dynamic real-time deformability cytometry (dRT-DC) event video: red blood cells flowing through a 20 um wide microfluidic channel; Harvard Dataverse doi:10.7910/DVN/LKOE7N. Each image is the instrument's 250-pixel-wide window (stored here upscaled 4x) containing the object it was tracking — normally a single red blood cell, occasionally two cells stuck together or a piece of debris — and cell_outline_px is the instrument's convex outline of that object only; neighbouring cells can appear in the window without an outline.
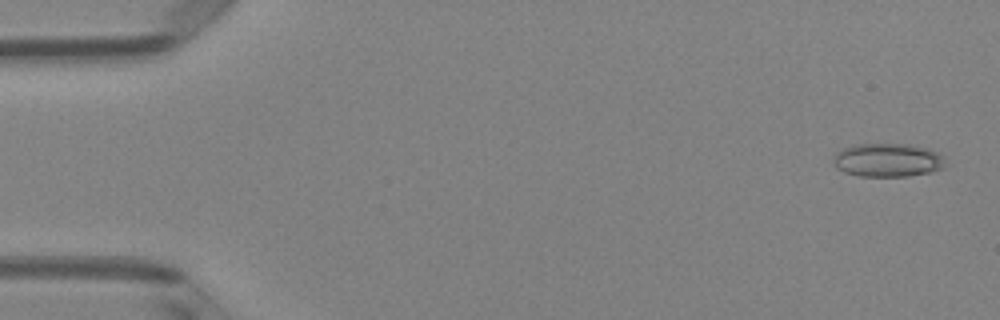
{"species": "Egyptian fruit bat (a non-hibernating species)", "species_latin": "Rousettus aegyptiacus", "temperature_condition": "room temperature", "stored_images_in_passage": 7, "camera_frame_rate_fps": 3000, "um_per_image_px": 0.085, "animal": {"sex": "female"}, "frame": {"image": 1, "passage_image": 1, "time_ms": 0.0, "image_size_px": [1000, 320], "cell_outline_px": [[944, 168], [932, 172], [908, 176], [860, 176], [844, 172], [836, 168], [832, 160], [836, 152], [852, 144], [908, 144], [924, 148], [936, 152], [944, 156]], "centroid_in_image_um": [75.43, 13.61], "position_along_channel_um": 9.6, "area_um2": 21.96}}
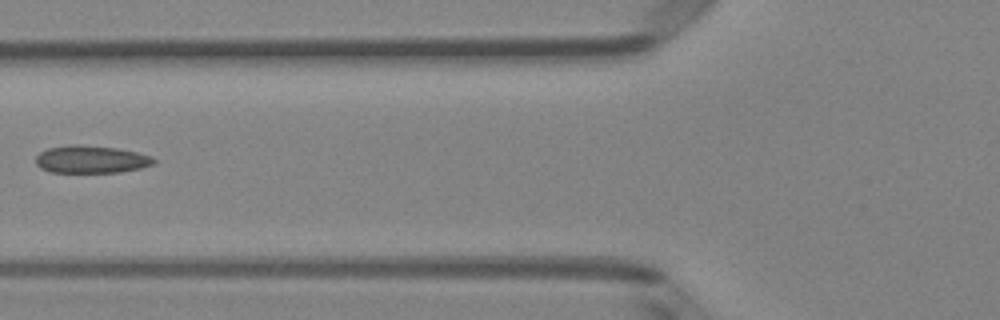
{"frame": {"image": 2, "passage_image": 6, "time_ms": 1.667, "image_size_px": [1000, 320], "cell_outline_px": [[156, 164], [140, 168], [120, 172], [48, 172], [40, 168], [36, 164], [36, 156], [40, 152], [48, 148], [72, 144], [76, 144], [116, 148], [136, 152], [152, 156], [156, 160]], "centroid_in_image_um": [7.75, 13.55], "position_along_channel_um": 118.1, "area_um2": 19.02}}
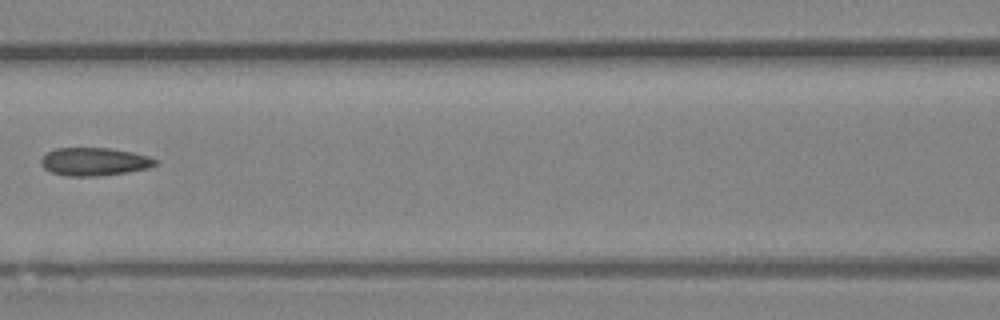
{"frame": {"image": 3, "passage_image": 7, "time_ms": 2.0, "image_size_px": [1000, 320], "cell_outline_px": [[156, 164], [148, 168], [128, 172], [96, 176], [64, 176], [52, 172], [44, 168], [40, 164], [40, 160], [44, 152], [56, 148], [112, 148], [132, 152], [148, 156], [156, 160]], "centroid_in_image_um": [7.96, 13.73], "position_along_channel_um": 158.6, "area_um2": 18.79}}